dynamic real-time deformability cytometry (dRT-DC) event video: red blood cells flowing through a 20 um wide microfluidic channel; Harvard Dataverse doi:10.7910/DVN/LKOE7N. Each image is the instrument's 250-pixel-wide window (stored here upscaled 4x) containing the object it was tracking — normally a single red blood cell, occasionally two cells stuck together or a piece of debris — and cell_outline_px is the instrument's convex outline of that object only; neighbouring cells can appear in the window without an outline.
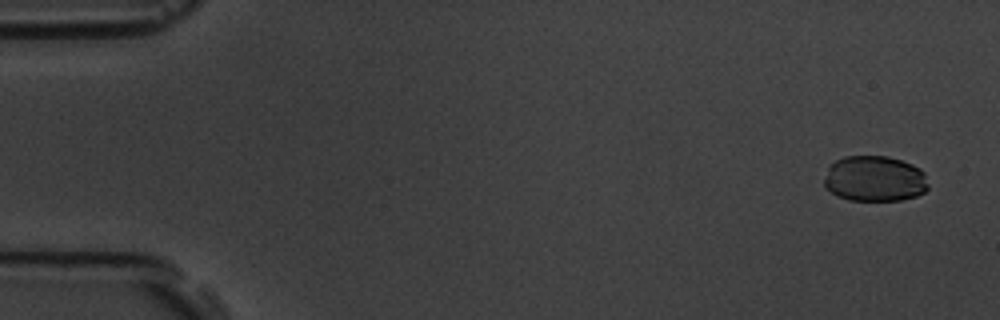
{"species": "common noctule bat (a hibernating species)", "species_latin": "Nyctalus noctula", "temperature_condition": "room temperature", "stored_images_in_passage": 55, "camera_frame_rate_fps": 3000, "um_per_image_px": 0.085, "animal": {"sex": "male", "body_mass_g": 19.5, "forearm_length_mm": 54.6}, "frame": {"image": 1, "passage_image": 3, "time_ms": 0.667, "image_size_px": [1000, 320], "cell_outline_px": [[928, 188], [924, 192], [916, 196], [900, 200], [848, 200], [836, 196], [824, 188], [824, 180], [828, 164], [844, 156], [888, 156], [912, 164], [920, 168], [924, 172], [928, 184]], "centroid_in_image_um": [74.31, 15.19], "position_along_channel_um": 10.7, "area_um2": 28.09}}
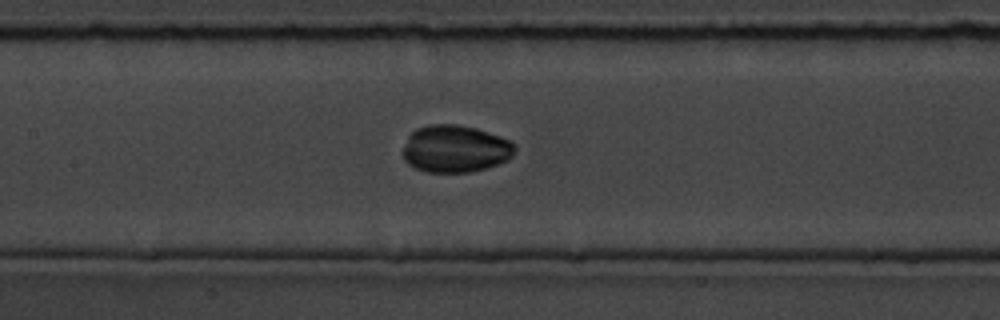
{"frame": {"image": 2, "passage_image": 26, "time_ms": 8.333, "image_size_px": [1000, 320], "cell_outline_px": [[516, 148], [512, 156], [508, 160], [488, 168], [468, 172], [424, 172], [408, 164], [404, 160], [404, 148], [408, 136], [416, 128], [428, 124], [456, 124], [476, 128], [500, 136], [516, 144]], "centroid_in_image_um": [38.71, 12.65], "position_along_channel_um": 168.7, "area_um2": 30.98}}
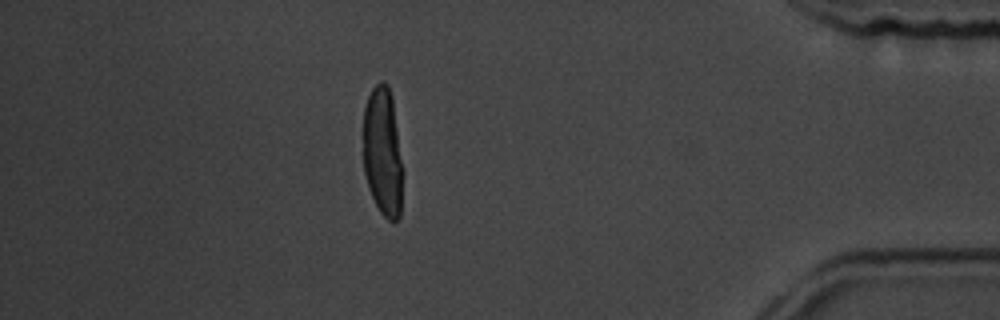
{"frame": {"image": 3, "passage_image": 48, "time_ms": 15.667, "image_size_px": [1000, 320], "cell_outline_px": [[404, 172], [400, 216], [396, 220], [388, 220], [380, 212], [368, 188], [364, 172], [364, 108], [368, 96], [372, 88], [380, 80], [384, 80], [388, 84], [392, 96], [404, 168]], "centroid_in_image_um": [32.57, 12.91], "position_along_channel_um": 402.6, "area_um2": 30.46}, "authors_computed_cell_mechanics": {"area_um2": 29.8826, "velocity_mm_per_s": 3.7821, "shape_relaxation_time_tau1_ms": 3.9068, "shape_relaxation_time_tau2_ms": null, "deformation_change_tau1": 0.1191, "deformation_change_tau2": null}}